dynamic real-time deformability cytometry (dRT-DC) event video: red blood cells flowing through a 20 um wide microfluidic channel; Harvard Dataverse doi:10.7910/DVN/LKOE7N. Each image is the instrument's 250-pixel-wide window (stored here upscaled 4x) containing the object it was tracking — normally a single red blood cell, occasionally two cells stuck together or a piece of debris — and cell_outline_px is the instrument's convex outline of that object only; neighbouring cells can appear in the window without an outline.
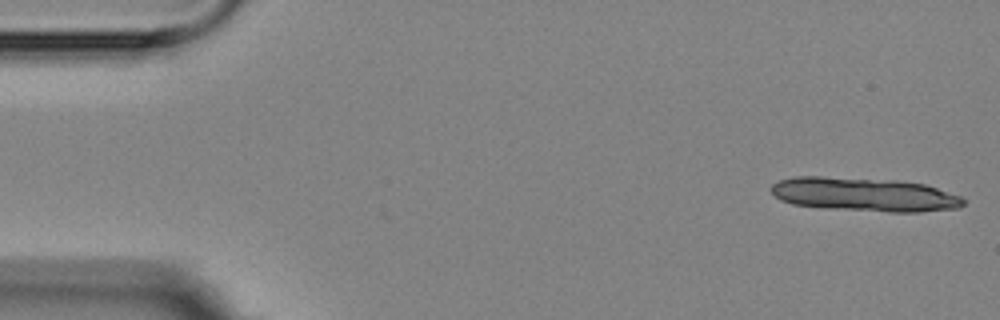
{"species": "Egyptian fruit bat (a non-hibernating species)", "species_latin": "Rousettus aegyptiacus", "temperature_condition": "room temperature", "stored_images_in_passage": 6, "segment_of_instrument_passage": [1, 2], "camera_frame_rate_fps": 3000, "um_per_image_px": 0.085, "animal": {"sex": "female"}, "frame": {"image": 1, "passage_image": 1, "time_ms": 0.0, "image_size_px": [1000, 320], "cell_outline_px": [[964, 204], [956, 208], [920, 212], [892, 212], [828, 208], [792, 204], [780, 200], [768, 188], [772, 184], [780, 180], [796, 176], [820, 176], [896, 180], [924, 184], [960, 196], [964, 200]], "centroid_in_image_um": [73.42, 16.52], "position_along_channel_um": 11.6, "area_um2": 37.74}}